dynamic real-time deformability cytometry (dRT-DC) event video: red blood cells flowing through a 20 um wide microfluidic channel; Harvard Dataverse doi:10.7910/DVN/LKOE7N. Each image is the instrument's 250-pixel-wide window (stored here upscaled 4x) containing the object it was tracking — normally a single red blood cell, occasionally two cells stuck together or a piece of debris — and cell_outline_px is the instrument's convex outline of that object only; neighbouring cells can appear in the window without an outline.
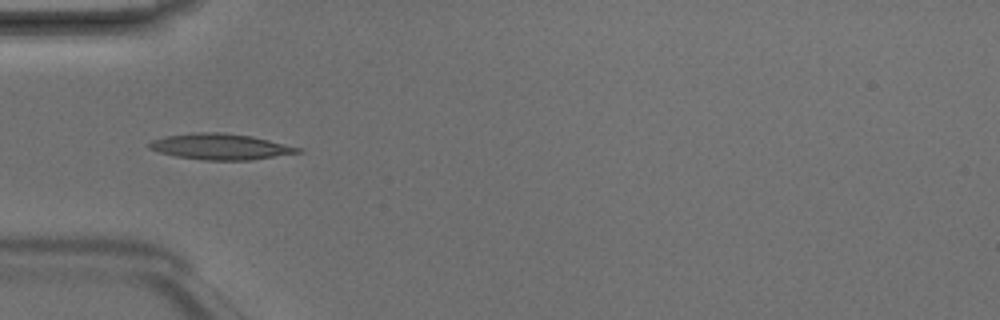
{"species": "Egyptian fruit bat (a non-hibernating species)", "species_latin": "Rousettus aegyptiacus", "temperature_condition": "room temperature", "stored_images_in_passage": 4, "camera_frame_rate_fps": 3000, "um_per_image_px": 0.085, "animal": {"sex": "male"}, "frame": {"image": 1, "passage_image": 3, "time_ms": 0.667, "image_size_px": [1000, 320], "cell_outline_px": [[304, 152], [248, 160], [204, 160], [176, 156], [160, 152], [148, 148], [148, 144], [152, 140], [168, 136], [196, 132], [224, 132], [252, 136], [304, 148]], "centroid_in_image_um": [18.79, 12.46], "position_along_channel_um": 66.2, "area_um2": 22.43}}